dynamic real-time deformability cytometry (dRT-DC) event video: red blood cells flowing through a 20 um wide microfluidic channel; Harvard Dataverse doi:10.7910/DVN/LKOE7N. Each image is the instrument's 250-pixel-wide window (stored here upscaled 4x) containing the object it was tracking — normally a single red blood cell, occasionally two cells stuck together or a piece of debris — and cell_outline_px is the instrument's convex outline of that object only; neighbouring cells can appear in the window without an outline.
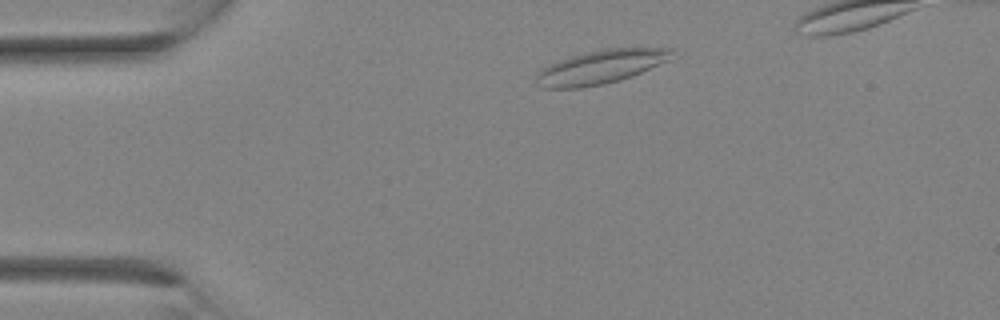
{"species": "Egyptian fruit bat (a non-hibernating species)", "species_latin": "Rousettus aegyptiacus", "temperature_condition": "room temperature", "stored_images_in_passage": 4, "camera_frame_rate_fps": 3000, "um_per_image_px": 0.085, "animal": {"sex": "female"}, "frame": {"image": 1, "passage_image": 2, "time_ms": 1.0, "image_size_px": [1000, 320], "cell_outline_px": [[672, 60], [632, 76], [620, 80], [604, 84], [580, 88], [544, 88], [536, 84], [536, 72], [548, 64], [572, 56], [588, 52], [608, 48], [672, 48]], "centroid_in_image_um": [51.07, 5.7], "position_along_channel_um": 33.9, "area_um2": 26.7}}